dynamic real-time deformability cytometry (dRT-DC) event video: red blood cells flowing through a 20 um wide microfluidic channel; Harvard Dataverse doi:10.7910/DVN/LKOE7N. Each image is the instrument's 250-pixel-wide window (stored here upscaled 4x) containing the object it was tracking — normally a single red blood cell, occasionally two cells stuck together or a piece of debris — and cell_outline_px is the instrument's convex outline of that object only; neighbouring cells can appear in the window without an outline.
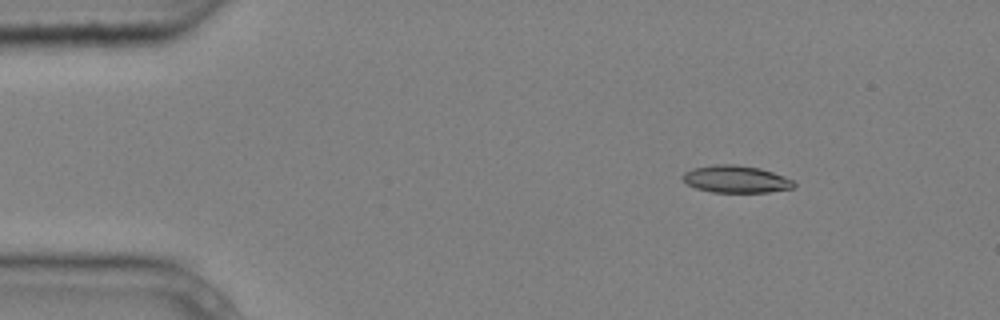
{"species": "common noctule bat (a hibernating species)", "species_latin": "Nyctalus noctula", "temperature_condition": "cold", "stored_images_in_passage": 4, "camera_frame_rate_fps": 3000, "um_per_image_px": 0.085, "animal": {"sex": "male", "body_mass_g": 20.4}, "frame": {"image": 1, "passage_image": 2, "time_ms": 0.333, "image_size_px": [1000, 320], "cell_outline_px": [[796, 184], [792, 188], [768, 192], [712, 192], [696, 188], [688, 184], [680, 176], [684, 172], [692, 168], [716, 164], [736, 164], [760, 168], [784, 176], [792, 180]], "centroid_in_image_um": [62.53, 15.22], "position_along_channel_um": 22.5, "area_um2": 17.63}}